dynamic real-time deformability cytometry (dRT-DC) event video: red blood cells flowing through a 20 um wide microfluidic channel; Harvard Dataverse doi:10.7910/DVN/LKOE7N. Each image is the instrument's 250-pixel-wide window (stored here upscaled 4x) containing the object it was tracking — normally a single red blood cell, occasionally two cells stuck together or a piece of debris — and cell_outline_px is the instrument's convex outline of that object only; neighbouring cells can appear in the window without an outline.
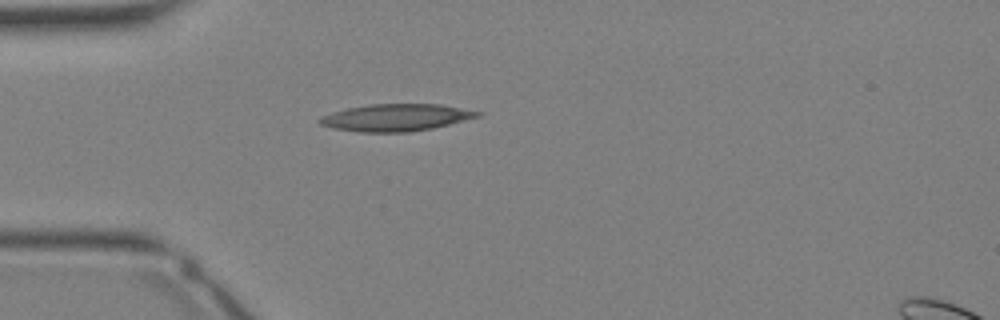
{"species": "Egyptian fruit bat (a non-hibernating species)", "species_latin": "Rousettus aegyptiacus", "temperature_condition": "warm", "stored_images_in_passage": 4, "camera_frame_rate_fps": 3000, "um_per_image_px": 0.085, "animal": {"sex": "female"}, "frame": {"image": 1, "passage_image": 1, "time_ms": 0.0, "image_size_px": [1000, 320], "cell_outline_px": [[484, 112], [480, 116], [432, 128], [408, 132], [360, 132], [332, 128], [320, 124], [316, 120], [320, 116], [332, 112], [348, 108], [372, 104], [440, 104]], "centroid_in_image_um": [33.63, 9.99], "position_along_channel_um": 51.4, "area_um2": 24.85}}
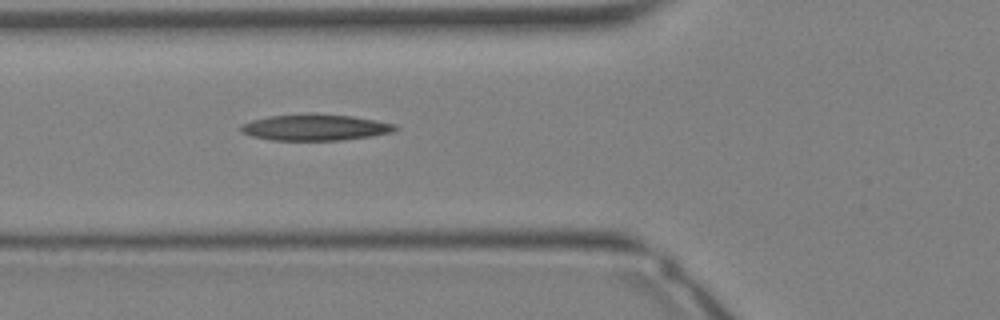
{"frame": {"image": 2, "passage_image": 4, "time_ms": 1.0, "image_size_px": [1000, 320], "cell_outline_px": [[400, 128], [392, 132], [372, 136], [344, 140], [272, 140], [252, 136], [240, 132], [240, 124], [252, 120], [268, 116], [352, 116], [376, 120], [396, 124]], "centroid_in_image_um": [26.81, 10.87], "position_along_channel_um": 99.0, "area_um2": 22.83}}